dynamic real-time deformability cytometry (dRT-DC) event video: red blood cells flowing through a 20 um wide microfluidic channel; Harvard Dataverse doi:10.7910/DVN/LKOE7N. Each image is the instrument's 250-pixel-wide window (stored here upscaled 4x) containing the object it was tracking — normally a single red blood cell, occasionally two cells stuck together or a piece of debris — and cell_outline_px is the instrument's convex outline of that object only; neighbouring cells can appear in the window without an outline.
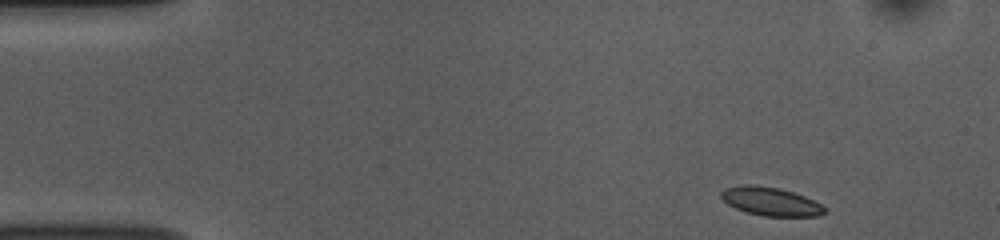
{"species": "common noctule bat (a hibernating species)", "species_latin": "Nyctalus noctula", "temperature_condition": "room temperature", "stored_images_in_passage": 48, "camera_frame_rate_fps": 3000, "um_per_image_px": 0.085, "animal": {"sex": "female", "body_mass_g": 10.0, "forearm_length_mm": 53.1}, "frame": {"image": 1, "passage_image": 1, "time_ms": 0.0, "image_size_px": [1000, 240], "cell_outline_px": [[828, 212], [820, 216], [764, 216], [748, 212], [736, 208], [728, 204], [720, 196], [720, 192], [724, 188], [740, 184], [752, 184], [780, 188], [804, 196], [820, 204]], "centroid_in_image_um": [65.49, 17.11], "position_along_channel_um": 19.5, "area_um2": 17.17}}
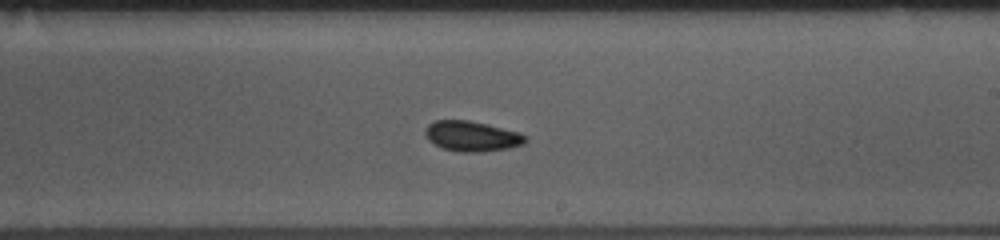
{"frame": {"image": 2, "passage_image": 26, "time_ms": 8.333, "image_size_px": [1000, 240], "cell_outline_px": [[528, 140], [524, 144], [508, 148], [480, 152], [460, 152], [444, 148], [428, 140], [424, 132], [424, 128], [428, 124], [436, 120], [468, 120], [520, 132], [528, 136]], "centroid_in_image_um": [40.13, 11.57], "position_along_channel_um": 248.9, "area_um2": 17.69}}
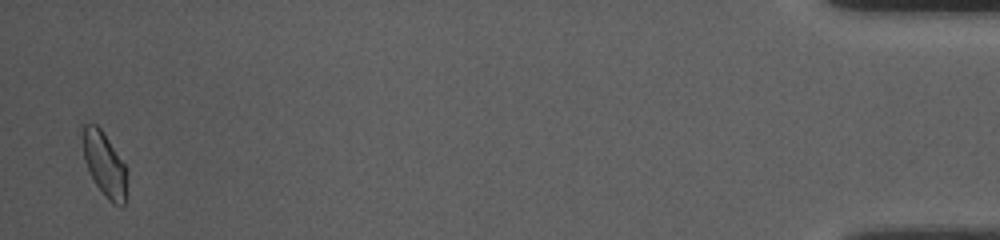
{"frame": {"image": 3, "passage_image": 47, "time_ms": 15.333, "image_size_px": [1000, 240], "cell_outline_px": [[124, 208], [120, 208], [112, 204], [108, 200], [96, 184], [84, 160], [80, 124], [96, 124], [100, 128], [124, 164]], "centroid_in_image_um": [8.81, 13.93], "position_along_channel_um": 426.4, "area_um2": 16.13}, "authors_computed_cell_mechanics": {"area_um2": 17.1088, "velocity_mm_per_s": 3.7725, "shape_relaxation_time_tau1_ms": 9.8991, "shape_relaxation_time_tau2_ms": 2.5145, "deformation_change_tau1": 0.1062, "deformation_change_tau2": 0.076}}